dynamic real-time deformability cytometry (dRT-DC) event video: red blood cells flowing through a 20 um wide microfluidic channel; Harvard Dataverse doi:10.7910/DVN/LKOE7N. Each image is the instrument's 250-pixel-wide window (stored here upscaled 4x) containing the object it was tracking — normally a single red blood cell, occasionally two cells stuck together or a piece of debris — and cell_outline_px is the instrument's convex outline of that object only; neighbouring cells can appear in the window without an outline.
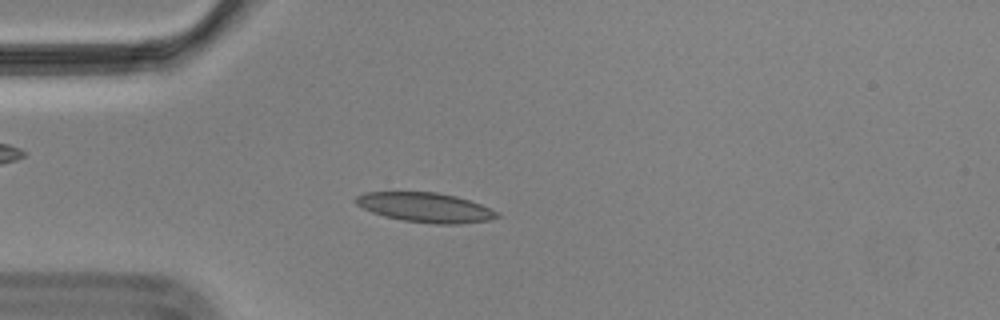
{"species": "Egyptian fruit bat (a non-hibernating species)", "species_latin": "Rousettus aegyptiacus", "temperature_condition": "cold", "stored_images_in_passage": 43, "camera_frame_rate_fps": 3000, "um_per_image_px": 0.085, "animal": {"sex": "male"}, "frame": {"image": 1, "passage_image": 1, "time_ms": 0.0, "image_size_px": [1000, 320], "cell_outline_px": [[500, 216], [488, 220], [456, 224], [436, 224], [404, 220], [384, 216], [372, 212], [356, 204], [352, 200], [356, 196], [364, 192], [436, 192], [456, 196], [480, 204], [496, 212]], "centroid_in_image_um": [36.1, 17.62], "position_along_channel_um": 48.9, "area_um2": 24.1}}
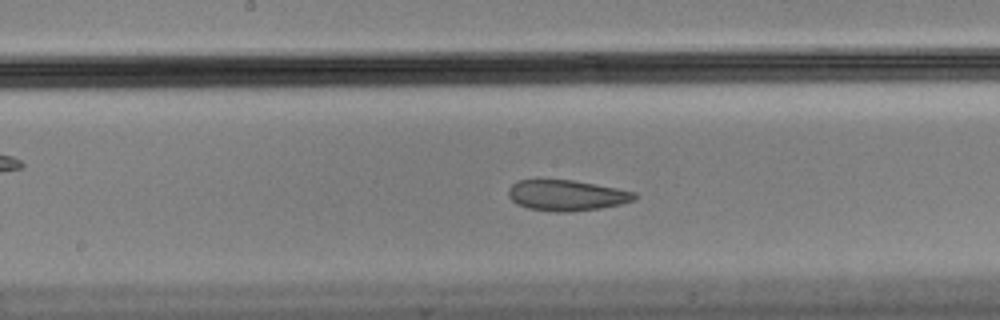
{"frame": {"image": 2, "passage_image": 15, "time_ms": 4.667, "image_size_px": [1000, 320], "cell_outline_px": [[636, 200], [620, 204], [600, 208], [568, 212], [552, 212], [528, 208], [516, 204], [508, 196], [508, 188], [512, 184], [520, 180], [536, 176], [572, 180], [616, 188], [636, 192]], "centroid_in_image_um": [48.08, 16.57], "position_along_channel_um": 200.1, "area_um2": 23.29}}
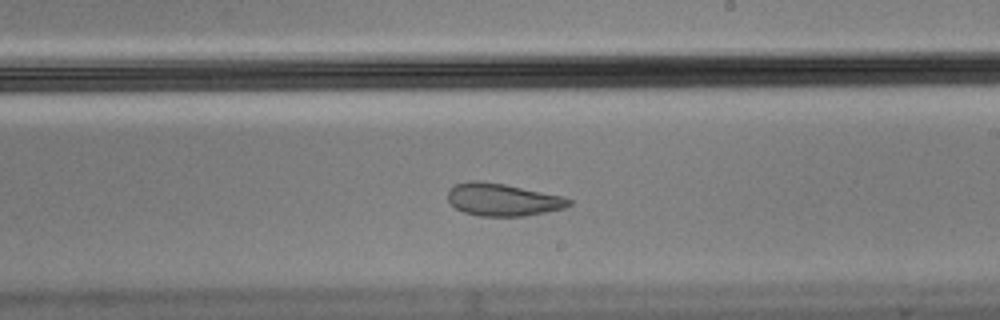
{"frame": {"image": 3, "passage_image": 19, "time_ms": 6.0, "image_size_px": [1000, 320], "cell_outline_px": [[572, 204], [564, 208], [524, 216], [480, 216], [464, 212], [456, 208], [448, 200], [448, 188], [456, 184], [468, 180], [480, 180], [504, 184], [560, 196], [572, 200]], "centroid_in_image_um": [42.68, 16.96], "position_along_channel_um": 246.3, "area_um2": 22.77}, "authors_computed_cell_mechanics": {"area_um2": 24.5072, "velocity_mm_per_s": 3.4812, "shape_relaxation_time_tau1_ms": null, "shape_relaxation_time_tau2_ms": 2.3575, "deformation_change_tau1": null, "deformation_change_tau2": 0.058}}